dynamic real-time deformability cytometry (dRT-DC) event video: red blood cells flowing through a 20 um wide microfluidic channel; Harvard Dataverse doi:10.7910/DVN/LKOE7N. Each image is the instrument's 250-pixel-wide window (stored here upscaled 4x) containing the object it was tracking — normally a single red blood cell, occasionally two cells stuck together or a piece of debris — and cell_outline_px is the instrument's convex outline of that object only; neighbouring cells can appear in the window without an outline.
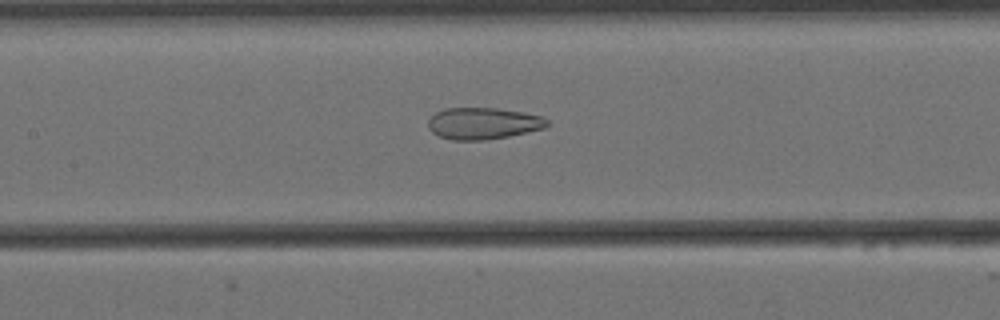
{"species": "Egyptian fruit bat (a non-hibernating species)", "species_latin": "Rousettus aegyptiacus", "temperature_condition": "cold", "stored_images_in_passage": 57, "camera_frame_rate_fps": 3000, "um_per_image_px": 0.085, "animal": {"sex": "female"}, "frame": {"image": 1, "passage_image": 25, "time_ms": 8.0, "image_size_px": [1000, 320], "cell_outline_px": [[548, 124], [544, 128], [508, 136], [484, 140], [452, 140], [440, 136], [432, 132], [428, 128], [428, 120], [436, 112], [444, 108], [496, 108], [524, 112], [544, 116], [548, 120]], "centroid_in_image_um": [41.07, 10.48], "position_along_channel_um": 166.3, "area_um2": 21.96}}
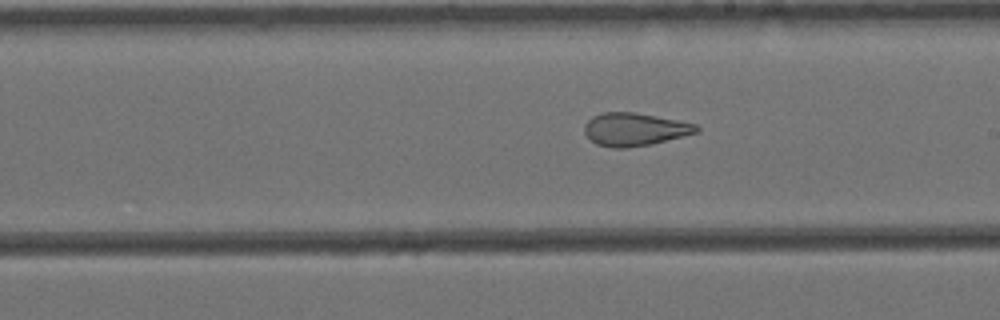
{"frame": {"image": 2, "passage_image": 31, "time_ms": 10.0, "image_size_px": [1000, 320], "cell_outline_px": [[700, 128], [696, 132], [652, 144], [628, 148], [612, 148], [596, 144], [584, 132], [584, 124], [592, 116], [604, 112], [636, 112], [696, 124]], "centroid_in_image_um": [53.9, 10.99], "position_along_channel_um": 235.1, "area_um2": 21.39}}
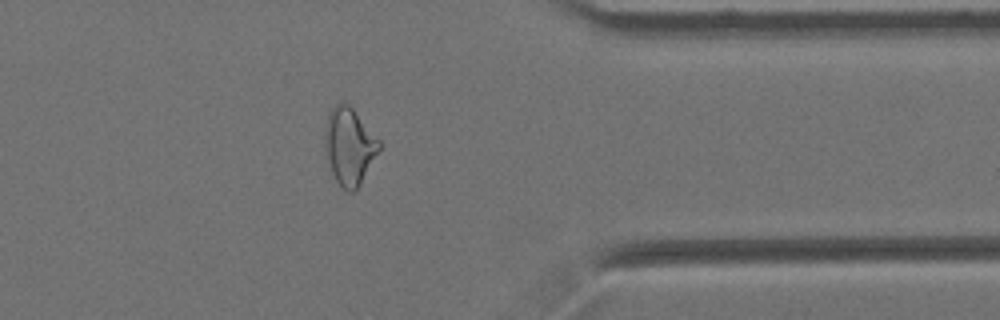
{"frame": {"image": 3, "passage_image": 45, "time_ms": 14.667, "image_size_px": [1000, 320], "cell_outline_px": [[380, 148], [360, 184], [352, 192], [348, 192], [336, 180], [332, 172], [328, 160], [324, 136], [324, 128], [328, 116], [332, 108], [336, 104], [344, 100], [352, 108], [380, 140]], "centroid_in_image_um": [29.68, 12.39], "position_along_channel_um": 381.7, "area_um2": 23.87}, "authors_computed_cell_mechanics": {"area_um2": 25.6054, "velocity_mm_per_s": 3.4604, "shape_relaxation_time_tau1_ms": null, "shape_relaxation_time_tau2_ms": 2.3465, "deformation_change_tau1": null, "deformation_change_tau2": 0.107}}